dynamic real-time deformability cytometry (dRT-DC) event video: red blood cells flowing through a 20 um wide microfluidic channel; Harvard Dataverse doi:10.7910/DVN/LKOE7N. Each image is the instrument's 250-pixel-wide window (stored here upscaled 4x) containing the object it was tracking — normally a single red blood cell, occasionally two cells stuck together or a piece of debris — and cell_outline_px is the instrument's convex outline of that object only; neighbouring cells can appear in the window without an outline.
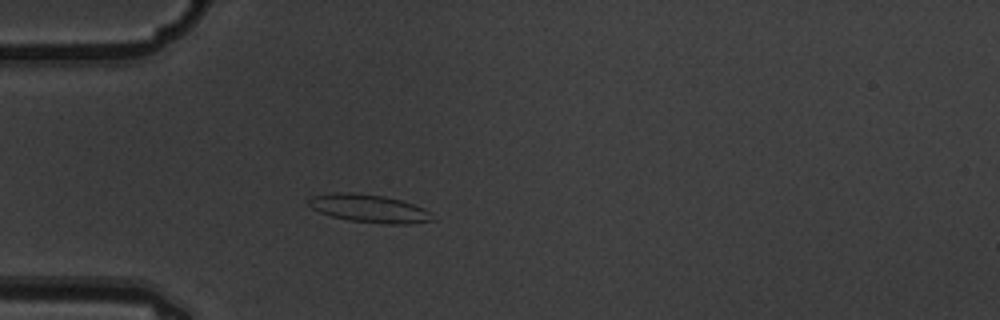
{"species": "common noctule bat (a hibernating species)", "species_latin": "Nyctalus noctula", "temperature_condition": "warm", "stored_images_in_passage": 5, "camera_frame_rate_fps": 3000, "um_per_image_px": 0.085, "animal": {"sex": "male", "body_mass_g": 19.5, "forearm_length_mm": 54.6}, "frame": {"image": 1, "passage_image": 5, "time_ms": 1.333, "image_size_px": [1000, 320], "cell_outline_px": [[436, 220], [408, 224], [384, 224], [348, 220], [332, 216], [320, 212], [312, 208], [308, 204], [308, 200], [312, 196], [336, 192], [356, 192], [384, 196], [400, 200], [424, 208], [432, 212]], "centroid_in_image_um": [31.41, 17.72], "position_along_channel_um": 53.6, "area_um2": 20.35}}